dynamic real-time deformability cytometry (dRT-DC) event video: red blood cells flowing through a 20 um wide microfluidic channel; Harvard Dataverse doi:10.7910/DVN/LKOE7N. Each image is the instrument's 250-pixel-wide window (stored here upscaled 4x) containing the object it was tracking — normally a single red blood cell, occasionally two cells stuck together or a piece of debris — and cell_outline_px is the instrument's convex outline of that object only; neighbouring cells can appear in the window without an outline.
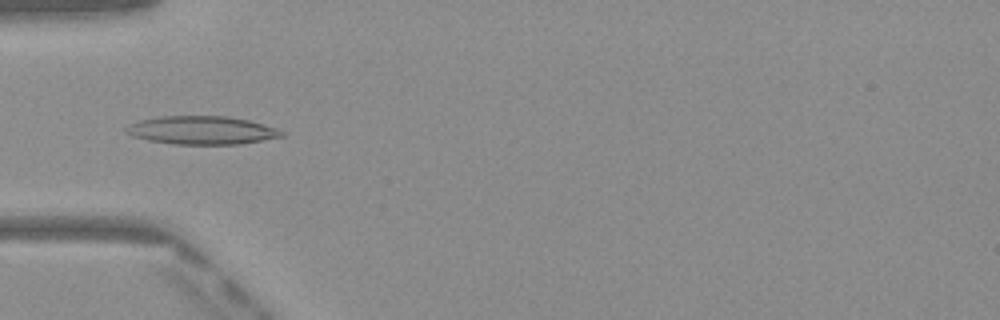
{"species": "Egyptian fruit bat (a non-hibernating species)", "species_latin": "Rousettus aegyptiacus", "temperature_condition": "warm", "stored_images_in_passage": 48, "camera_frame_rate_fps": 3000, "um_per_image_px": 0.085, "frame": {"image": 1, "passage_image": 15, "time_ms": 4.667, "image_size_px": [1000, 320], "cell_outline_px": [[284, 136], [240, 144], [172, 144], [148, 140], [132, 136], [124, 132], [124, 128], [140, 120], [160, 116], [228, 116], [248, 120], [276, 128], [284, 132]], "centroid_in_image_um": [17.13, 11.07], "position_along_channel_um": 67.9, "area_um2": 25.55}}
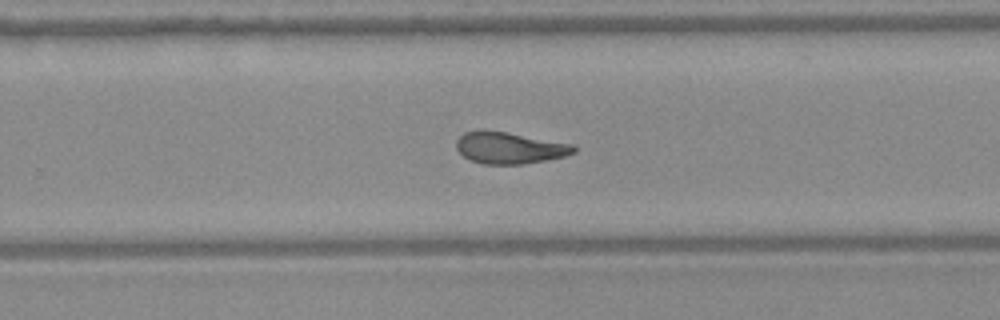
{"frame": {"image": 2, "passage_image": 31, "time_ms": 10.0, "image_size_px": [1000, 320], "cell_outline_px": [[576, 152], [564, 156], [524, 164], [480, 164], [464, 156], [456, 148], [456, 140], [464, 132], [504, 132], [572, 144], [576, 148]], "centroid_in_image_um": [43.31, 12.6], "position_along_channel_um": 286.5, "area_um2": 20.98}}
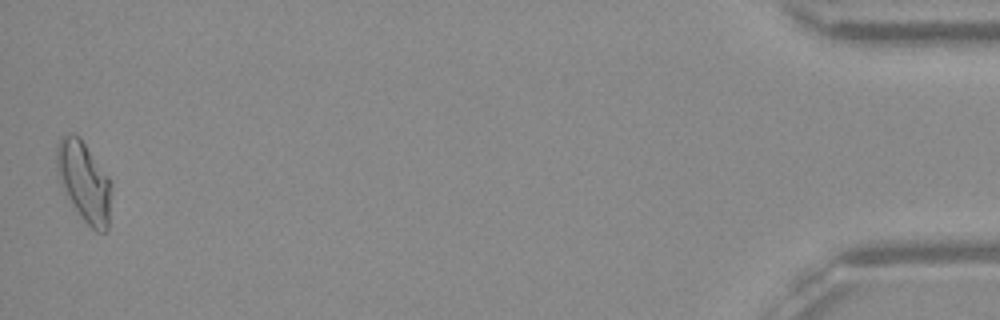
{"frame": {"image": 3, "passage_image": 48, "time_ms": 15.667, "image_size_px": [1000, 320], "cell_outline_px": [[112, 184], [108, 228], [104, 232], [96, 232], [80, 216], [64, 192], [60, 184], [56, 168], [56, 144], [60, 136], [72, 132], [80, 136], [108, 176]], "centroid_in_image_um": [7.13, 15.4], "position_along_channel_um": 428.1, "area_um2": 25.84}, "authors_computed_cell_mechanics": {"area_um2": 22.7154, "velocity_mm_per_s": 4.0931, "shape_relaxation_time_tau1_ms": null, "shape_relaxation_time_tau2_ms": 1.5595, "deformation_change_tau1": null, "deformation_change_tau2": 0.0913}}